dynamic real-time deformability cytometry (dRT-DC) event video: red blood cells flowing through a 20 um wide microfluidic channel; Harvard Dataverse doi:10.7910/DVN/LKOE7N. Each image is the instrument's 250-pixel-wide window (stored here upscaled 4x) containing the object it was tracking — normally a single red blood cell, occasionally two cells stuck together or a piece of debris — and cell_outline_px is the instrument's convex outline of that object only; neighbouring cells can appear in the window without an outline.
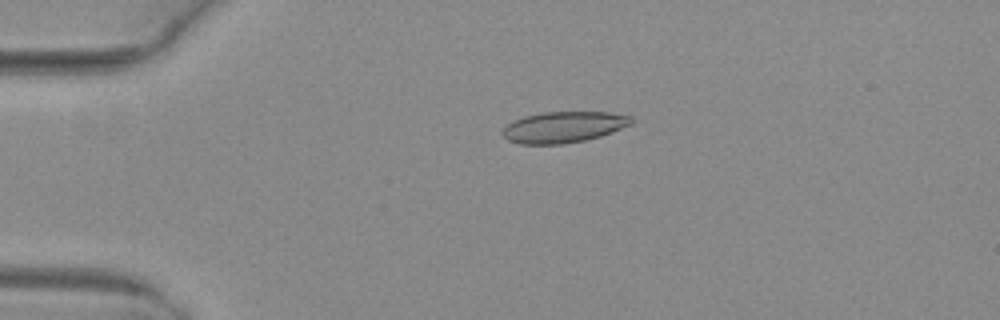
{"species": "common noctule bat (a hibernating species)", "species_latin": "Nyctalus noctula", "temperature_condition": "warm", "stored_images_in_passage": 42, "camera_frame_rate_fps": 3000, "um_per_image_px": 0.085, "animal": {"sex": "female", "body_mass_g": 29.2, "forearm_length_mm": 56.3}, "frame": {"image": 1, "passage_image": 2, "time_ms": 0.333, "image_size_px": [1000, 320], "cell_outline_px": [[636, 120], [632, 124], [612, 132], [600, 136], [584, 140], [564, 144], [520, 144], [508, 140], [504, 136], [504, 128], [508, 124], [524, 116], [544, 112], [612, 112], [632, 116]], "centroid_in_image_um": [47.98, 10.79], "position_along_channel_um": 37.0, "area_um2": 23.29}}
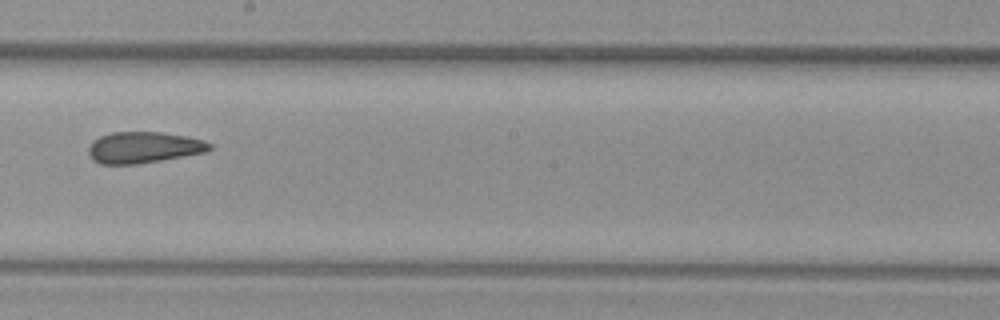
{"frame": {"image": 2, "passage_image": 20, "time_ms": 6.333, "image_size_px": [1000, 320], "cell_outline_px": [[212, 148], [204, 152], [160, 160], [136, 164], [100, 164], [92, 160], [88, 156], [88, 148], [92, 140], [100, 136], [112, 132], [160, 132], [184, 136], [204, 140], [212, 144]], "centroid_in_image_um": [12.15, 12.53], "position_along_channel_um": 236.1, "area_um2": 22.02}}
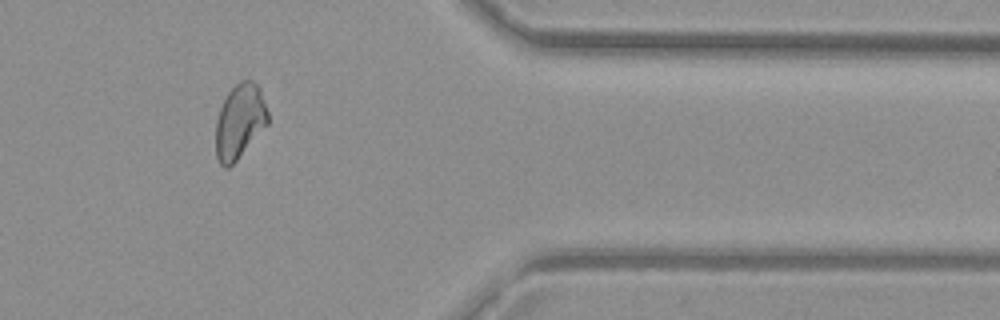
{"frame": {"image": 3, "passage_image": 33, "time_ms": 10.667, "image_size_px": [1000, 320], "cell_outline_px": [[268, 124], [236, 160], [228, 168], [224, 168], [220, 164], [216, 156], [216, 120], [220, 108], [228, 92], [240, 80], [252, 80], [260, 88], [268, 112]], "centroid_in_image_um": [20.37, 10.31], "position_along_channel_um": 391.0, "area_um2": 22.48}, "authors_computed_cell_mechanics": {"area_um2": 22.8888, "velocity_mm_per_s": 4.044, "shape_relaxation_time_tau1_ms": null, "shape_relaxation_time_tau2_ms": 2.5653, "deformation_change_tau1": null, "deformation_change_tau2": 0.0867}}